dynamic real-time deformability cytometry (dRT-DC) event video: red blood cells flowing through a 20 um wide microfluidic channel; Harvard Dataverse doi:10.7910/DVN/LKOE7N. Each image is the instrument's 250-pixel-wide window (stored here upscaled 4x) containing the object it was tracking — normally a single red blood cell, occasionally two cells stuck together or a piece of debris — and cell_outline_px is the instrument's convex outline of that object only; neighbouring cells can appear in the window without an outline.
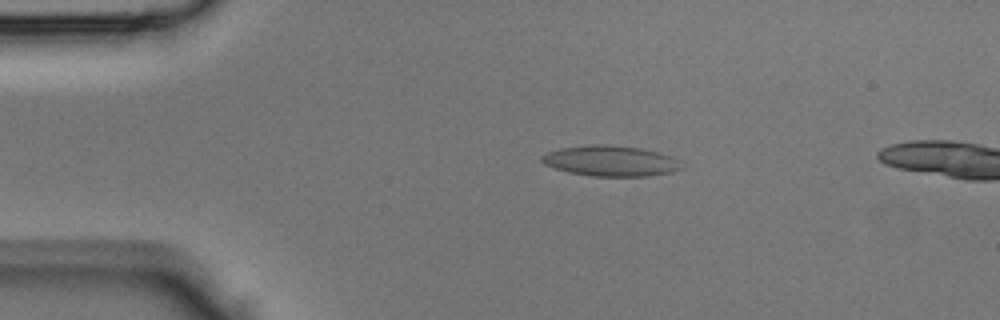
{"species": "Egyptian fruit bat (a non-hibernating species)", "species_latin": "Rousettus aegyptiacus", "temperature_condition": "room temperature", "stored_images_in_passage": 5, "camera_frame_rate_fps": 3000, "um_per_image_px": 0.085, "animal": {"sex": "male"}, "frame": {"image": 1, "passage_image": 2, "time_ms": 0.333, "image_size_px": [1000, 320], "cell_outline_px": [[680, 168], [672, 172], [648, 176], [592, 176], [568, 172], [544, 164], [540, 160], [540, 156], [548, 152], [560, 148], [588, 144], [608, 144], [640, 148], [656, 152], [668, 156]], "centroid_in_image_um": [51.77, 13.67], "position_along_channel_um": 33.2, "area_um2": 24.45}}